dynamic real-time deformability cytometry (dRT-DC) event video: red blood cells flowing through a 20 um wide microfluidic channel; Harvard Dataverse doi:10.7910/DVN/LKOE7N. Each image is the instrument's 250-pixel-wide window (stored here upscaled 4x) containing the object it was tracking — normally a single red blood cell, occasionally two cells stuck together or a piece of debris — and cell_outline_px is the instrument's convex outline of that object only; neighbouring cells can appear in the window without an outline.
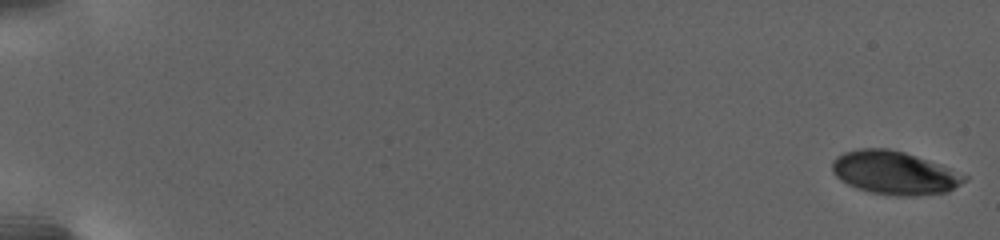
{"species": "human", "species_latin": "Homo sapiens", "temperature_condition": "warm", "stored_images_in_passage": 32, "camera_frame_rate_fps": 3000, "um_per_image_px": 0.085, "donor": {"sex": "female"}, "frame": {"image": 1, "passage_image": 1, "time_ms": 0.0, "image_size_px": [1000, 240], "cell_outline_px": [[968, 180], [948, 192], [920, 196], [896, 196], [872, 192], [856, 188], [840, 180], [832, 172], [832, 160], [836, 156], [844, 152], [860, 148], [888, 148], [904, 152], [940, 164], [968, 176]], "centroid_in_image_um": [76.04, 14.69], "position_along_channel_um": 9.0, "area_um2": 33.58}}
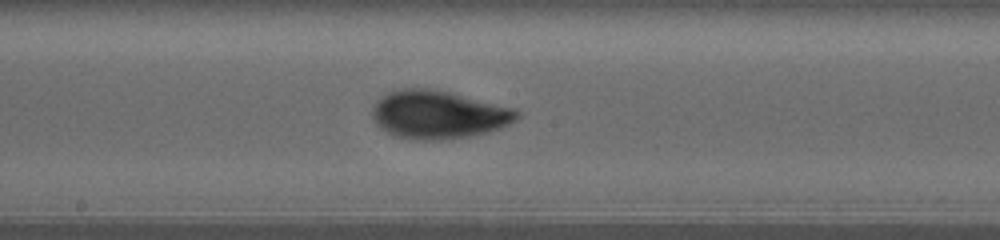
{"frame": {"image": 2, "passage_image": 18, "time_ms": 15.0, "image_size_px": [1000, 240], "cell_outline_px": [[520, 116], [516, 120], [500, 128], [488, 132], [472, 136], [440, 140], [416, 140], [392, 136], [380, 128], [376, 124], [372, 116], [372, 108], [376, 100], [388, 92], [400, 88], [424, 88], [448, 92], [516, 108], [520, 112]], "centroid_in_image_um": [37.24, 9.75], "position_along_channel_um": 211.0, "area_um2": 40.86}}
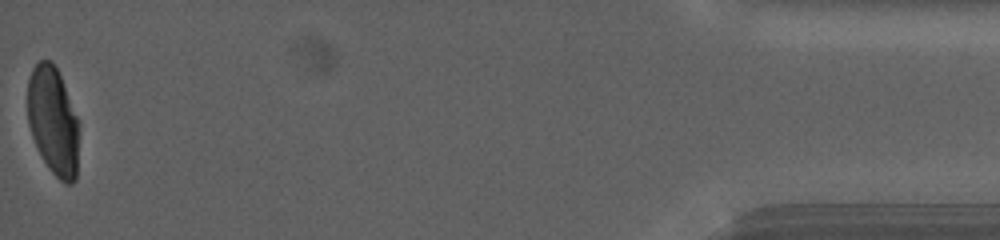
{"frame": {"image": 3, "passage_image": 32, "time_ms": 26.333, "image_size_px": [1000, 240], "cell_outline_px": [[80, 120], [76, 180], [72, 184], [64, 184], [48, 168], [36, 148], [28, 124], [28, 80], [32, 68], [40, 60], [52, 60], [60, 76]], "centroid_in_image_um": [4.54, 10.31], "position_along_channel_um": 430.7, "area_um2": 33.0}, "authors_computed_cell_mechanics": {"area_um2": 36.3562, "velocity_mm_per_s": 2.6695, "shape_relaxation_time_tau1_ms": 8.0377, "shape_relaxation_time_tau2_ms": 1.1513, "deformation_change_tau1": 0.2067, "deformation_change_tau2": 0.0408}}